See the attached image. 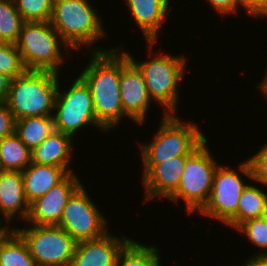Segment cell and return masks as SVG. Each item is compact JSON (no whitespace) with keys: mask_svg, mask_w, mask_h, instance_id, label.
<instances>
[{"mask_svg":"<svg viewBox=\"0 0 267 266\" xmlns=\"http://www.w3.org/2000/svg\"><path fill=\"white\" fill-rule=\"evenodd\" d=\"M121 50V46H111L109 50L91 51L88 64L79 74L90 88L96 120L107 132L117 128L122 120H129L119 90Z\"/></svg>","mask_w":267,"mask_h":266,"instance_id":"obj_1","label":"cell"},{"mask_svg":"<svg viewBox=\"0 0 267 266\" xmlns=\"http://www.w3.org/2000/svg\"><path fill=\"white\" fill-rule=\"evenodd\" d=\"M148 50L146 51L150 58L148 60H139L132 56L129 50L125 49L129 59L142 72L144 81L150 99L155 101V104H160L163 113L177 114L179 107V86L181 80L185 78L187 71V58L185 55H172L171 53L155 54L152 50L157 42H146ZM154 46V47H153ZM154 53V55H152ZM153 56V57H152ZM179 95V96H178Z\"/></svg>","mask_w":267,"mask_h":266,"instance_id":"obj_2","label":"cell"},{"mask_svg":"<svg viewBox=\"0 0 267 266\" xmlns=\"http://www.w3.org/2000/svg\"><path fill=\"white\" fill-rule=\"evenodd\" d=\"M90 2L91 0H54L50 23L72 49L71 52L74 49L75 52L82 51V47L91 49L90 52L111 49L95 46L108 35L101 15Z\"/></svg>","mask_w":267,"mask_h":266,"instance_id":"obj_3","label":"cell"},{"mask_svg":"<svg viewBox=\"0 0 267 266\" xmlns=\"http://www.w3.org/2000/svg\"><path fill=\"white\" fill-rule=\"evenodd\" d=\"M160 125L153 140L139 143L143 178L156 164L172 157L186 156L195 150L207 137L198 122L182 120L176 114L162 112Z\"/></svg>","mask_w":267,"mask_h":266,"instance_id":"obj_4","label":"cell"},{"mask_svg":"<svg viewBox=\"0 0 267 266\" xmlns=\"http://www.w3.org/2000/svg\"><path fill=\"white\" fill-rule=\"evenodd\" d=\"M61 74L26 70L11 80L6 104L16 120L52 116Z\"/></svg>","mask_w":267,"mask_h":266,"instance_id":"obj_5","label":"cell"},{"mask_svg":"<svg viewBox=\"0 0 267 266\" xmlns=\"http://www.w3.org/2000/svg\"><path fill=\"white\" fill-rule=\"evenodd\" d=\"M15 45L26 70L60 74L66 62L65 57L73 56L70 55L71 48L62 40L50 21L24 22Z\"/></svg>","mask_w":267,"mask_h":266,"instance_id":"obj_6","label":"cell"},{"mask_svg":"<svg viewBox=\"0 0 267 266\" xmlns=\"http://www.w3.org/2000/svg\"><path fill=\"white\" fill-rule=\"evenodd\" d=\"M206 138L195 150L185 156V169L177 190L167 199L173 204L185 203L186 212H198L207 202L212 191L213 177L219 165L212 155Z\"/></svg>","mask_w":267,"mask_h":266,"instance_id":"obj_7","label":"cell"},{"mask_svg":"<svg viewBox=\"0 0 267 266\" xmlns=\"http://www.w3.org/2000/svg\"><path fill=\"white\" fill-rule=\"evenodd\" d=\"M70 82L72 84L65 87L64 91L61 89L62 82L59 81L52 115L54 129L73 139L78 131L90 128L88 126L105 133L107 130L96 120L89 86L79 75Z\"/></svg>","mask_w":267,"mask_h":266,"instance_id":"obj_8","label":"cell"},{"mask_svg":"<svg viewBox=\"0 0 267 266\" xmlns=\"http://www.w3.org/2000/svg\"><path fill=\"white\" fill-rule=\"evenodd\" d=\"M237 165V171L228 165H218L209 198L197 212L202 217L210 220L212 218L226 225L237 214L240 196L248 184L243 177L248 178V182L252 181V170L248 159Z\"/></svg>","mask_w":267,"mask_h":266,"instance_id":"obj_9","label":"cell"},{"mask_svg":"<svg viewBox=\"0 0 267 266\" xmlns=\"http://www.w3.org/2000/svg\"><path fill=\"white\" fill-rule=\"evenodd\" d=\"M25 225L22 229L15 226V230L38 266H70L77 242L64 229L58 225Z\"/></svg>","mask_w":267,"mask_h":266,"instance_id":"obj_10","label":"cell"},{"mask_svg":"<svg viewBox=\"0 0 267 266\" xmlns=\"http://www.w3.org/2000/svg\"><path fill=\"white\" fill-rule=\"evenodd\" d=\"M90 197L82 184L69 198L58 225L77 243L102 237L109 231L108 218Z\"/></svg>","mask_w":267,"mask_h":266,"instance_id":"obj_11","label":"cell"},{"mask_svg":"<svg viewBox=\"0 0 267 266\" xmlns=\"http://www.w3.org/2000/svg\"><path fill=\"white\" fill-rule=\"evenodd\" d=\"M122 47L121 73H120V97L124 113L132 122L144 125L147 121L148 109L152 100L149 97L144 77L139 68L129 59Z\"/></svg>","mask_w":267,"mask_h":266,"instance_id":"obj_12","label":"cell"},{"mask_svg":"<svg viewBox=\"0 0 267 266\" xmlns=\"http://www.w3.org/2000/svg\"><path fill=\"white\" fill-rule=\"evenodd\" d=\"M80 180L76 172L69 173L45 195L33 201L25 224L59 225L69 198L83 184Z\"/></svg>","mask_w":267,"mask_h":266,"instance_id":"obj_13","label":"cell"},{"mask_svg":"<svg viewBox=\"0 0 267 266\" xmlns=\"http://www.w3.org/2000/svg\"><path fill=\"white\" fill-rule=\"evenodd\" d=\"M111 232L109 230L102 237L78 242L70 266H115L119 253L131 238Z\"/></svg>","mask_w":267,"mask_h":266,"instance_id":"obj_14","label":"cell"},{"mask_svg":"<svg viewBox=\"0 0 267 266\" xmlns=\"http://www.w3.org/2000/svg\"><path fill=\"white\" fill-rule=\"evenodd\" d=\"M185 169V156L172 157L156 164L143 178L144 201L168 199L178 188Z\"/></svg>","mask_w":267,"mask_h":266,"instance_id":"obj_15","label":"cell"},{"mask_svg":"<svg viewBox=\"0 0 267 266\" xmlns=\"http://www.w3.org/2000/svg\"><path fill=\"white\" fill-rule=\"evenodd\" d=\"M29 208L22 171L0 170V220L11 226L14 219L24 222Z\"/></svg>","mask_w":267,"mask_h":266,"instance_id":"obj_16","label":"cell"},{"mask_svg":"<svg viewBox=\"0 0 267 266\" xmlns=\"http://www.w3.org/2000/svg\"><path fill=\"white\" fill-rule=\"evenodd\" d=\"M129 16L143 33L146 42H157L162 24L171 11L170 0H125Z\"/></svg>","mask_w":267,"mask_h":266,"instance_id":"obj_17","label":"cell"},{"mask_svg":"<svg viewBox=\"0 0 267 266\" xmlns=\"http://www.w3.org/2000/svg\"><path fill=\"white\" fill-rule=\"evenodd\" d=\"M73 139L71 136L54 130L37 147L31 151V162L63 168L68 174L76 170L70 168Z\"/></svg>","mask_w":267,"mask_h":266,"instance_id":"obj_18","label":"cell"},{"mask_svg":"<svg viewBox=\"0 0 267 266\" xmlns=\"http://www.w3.org/2000/svg\"><path fill=\"white\" fill-rule=\"evenodd\" d=\"M68 173L61 167L31 162L23 171L24 193L29 205L60 183Z\"/></svg>","mask_w":267,"mask_h":266,"instance_id":"obj_19","label":"cell"},{"mask_svg":"<svg viewBox=\"0 0 267 266\" xmlns=\"http://www.w3.org/2000/svg\"><path fill=\"white\" fill-rule=\"evenodd\" d=\"M258 185V186H257ZM247 184L239 199L237 214L225 225L234 231L244 222L267 215V193L257 183Z\"/></svg>","mask_w":267,"mask_h":266,"instance_id":"obj_20","label":"cell"},{"mask_svg":"<svg viewBox=\"0 0 267 266\" xmlns=\"http://www.w3.org/2000/svg\"><path fill=\"white\" fill-rule=\"evenodd\" d=\"M54 130L52 116H33L15 121V134L31 151Z\"/></svg>","mask_w":267,"mask_h":266,"instance_id":"obj_21","label":"cell"},{"mask_svg":"<svg viewBox=\"0 0 267 266\" xmlns=\"http://www.w3.org/2000/svg\"><path fill=\"white\" fill-rule=\"evenodd\" d=\"M31 163V150L14 133L0 139V170L23 171Z\"/></svg>","mask_w":267,"mask_h":266,"instance_id":"obj_22","label":"cell"},{"mask_svg":"<svg viewBox=\"0 0 267 266\" xmlns=\"http://www.w3.org/2000/svg\"><path fill=\"white\" fill-rule=\"evenodd\" d=\"M157 245H145L131 239L119 253L115 266H161Z\"/></svg>","mask_w":267,"mask_h":266,"instance_id":"obj_23","label":"cell"},{"mask_svg":"<svg viewBox=\"0 0 267 266\" xmlns=\"http://www.w3.org/2000/svg\"><path fill=\"white\" fill-rule=\"evenodd\" d=\"M0 266H38L25 240L16 230L1 245Z\"/></svg>","mask_w":267,"mask_h":266,"instance_id":"obj_24","label":"cell"},{"mask_svg":"<svg viewBox=\"0 0 267 266\" xmlns=\"http://www.w3.org/2000/svg\"><path fill=\"white\" fill-rule=\"evenodd\" d=\"M24 22L14 0H0V41L16 44Z\"/></svg>","mask_w":267,"mask_h":266,"instance_id":"obj_25","label":"cell"},{"mask_svg":"<svg viewBox=\"0 0 267 266\" xmlns=\"http://www.w3.org/2000/svg\"><path fill=\"white\" fill-rule=\"evenodd\" d=\"M237 232L257 247L258 252L254 256H267V215L260 218L250 219L242 223Z\"/></svg>","mask_w":267,"mask_h":266,"instance_id":"obj_26","label":"cell"},{"mask_svg":"<svg viewBox=\"0 0 267 266\" xmlns=\"http://www.w3.org/2000/svg\"><path fill=\"white\" fill-rule=\"evenodd\" d=\"M25 22L50 21L54 0H14Z\"/></svg>","mask_w":267,"mask_h":266,"instance_id":"obj_27","label":"cell"},{"mask_svg":"<svg viewBox=\"0 0 267 266\" xmlns=\"http://www.w3.org/2000/svg\"><path fill=\"white\" fill-rule=\"evenodd\" d=\"M25 71L26 68L16 45L0 41V73L13 80Z\"/></svg>","mask_w":267,"mask_h":266,"instance_id":"obj_28","label":"cell"},{"mask_svg":"<svg viewBox=\"0 0 267 266\" xmlns=\"http://www.w3.org/2000/svg\"><path fill=\"white\" fill-rule=\"evenodd\" d=\"M252 170V183L267 187V142L248 158ZM267 189V188H266Z\"/></svg>","mask_w":267,"mask_h":266,"instance_id":"obj_29","label":"cell"},{"mask_svg":"<svg viewBox=\"0 0 267 266\" xmlns=\"http://www.w3.org/2000/svg\"><path fill=\"white\" fill-rule=\"evenodd\" d=\"M207 2L211 4L210 6H212L215 12L217 11L216 13L220 14V16L222 15L221 17L235 15L241 10L239 9L241 7L248 16L246 0H207Z\"/></svg>","mask_w":267,"mask_h":266,"instance_id":"obj_30","label":"cell"},{"mask_svg":"<svg viewBox=\"0 0 267 266\" xmlns=\"http://www.w3.org/2000/svg\"><path fill=\"white\" fill-rule=\"evenodd\" d=\"M15 121L6 102H0V139L15 133Z\"/></svg>","mask_w":267,"mask_h":266,"instance_id":"obj_31","label":"cell"},{"mask_svg":"<svg viewBox=\"0 0 267 266\" xmlns=\"http://www.w3.org/2000/svg\"><path fill=\"white\" fill-rule=\"evenodd\" d=\"M246 3L249 17L267 18V0H246Z\"/></svg>","mask_w":267,"mask_h":266,"instance_id":"obj_32","label":"cell"},{"mask_svg":"<svg viewBox=\"0 0 267 266\" xmlns=\"http://www.w3.org/2000/svg\"><path fill=\"white\" fill-rule=\"evenodd\" d=\"M11 79L0 73V102H5L8 96Z\"/></svg>","mask_w":267,"mask_h":266,"instance_id":"obj_33","label":"cell"},{"mask_svg":"<svg viewBox=\"0 0 267 266\" xmlns=\"http://www.w3.org/2000/svg\"><path fill=\"white\" fill-rule=\"evenodd\" d=\"M241 266H267V256H250Z\"/></svg>","mask_w":267,"mask_h":266,"instance_id":"obj_34","label":"cell"},{"mask_svg":"<svg viewBox=\"0 0 267 266\" xmlns=\"http://www.w3.org/2000/svg\"><path fill=\"white\" fill-rule=\"evenodd\" d=\"M15 230V226H10L3 221L0 222V249L5 239Z\"/></svg>","mask_w":267,"mask_h":266,"instance_id":"obj_35","label":"cell"},{"mask_svg":"<svg viewBox=\"0 0 267 266\" xmlns=\"http://www.w3.org/2000/svg\"><path fill=\"white\" fill-rule=\"evenodd\" d=\"M261 96L267 97V82H260L258 85Z\"/></svg>","mask_w":267,"mask_h":266,"instance_id":"obj_36","label":"cell"},{"mask_svg":"<svg viewBox=\"0 0 267 266\" xmlns=\"http://www.w3.org/2000/svg\"><path fill=\"white\" fill-rule=\"evenodd\" d=\"M265 71H264L265 76H263L264 78H262L261 82H267V68L265 69Z\"/></svg>","mask_w":267,"mask_h":266,"instance_id":"obj_37","label":"cell"}]
</instances>
